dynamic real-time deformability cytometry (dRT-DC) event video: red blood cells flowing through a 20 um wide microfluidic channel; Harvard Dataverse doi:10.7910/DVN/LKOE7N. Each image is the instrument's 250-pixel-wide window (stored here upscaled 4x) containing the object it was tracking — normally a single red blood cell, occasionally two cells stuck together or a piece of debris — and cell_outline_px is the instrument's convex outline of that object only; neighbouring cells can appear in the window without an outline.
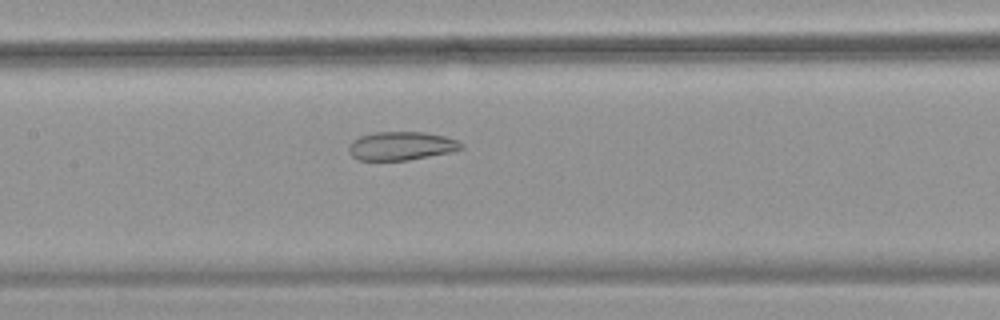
{"species": "common noctule bat (a hibernating species)", "species_latin": "Nyctalus noctula", "temperature_condition": "warm", "stored_images_in_passage": 56, "camera_frame_rate_fps": 3000, "um_per_image_px": 0.085, "animal": {"sex": "female", "body_mass_g": 18.4}, "frame": {"image": 1, "passage_image": 27, "time_ms": 8.667, "image_size_px": [1000, 320], "cell_outline_px": [[464, 148], [448, 152], [408, 160], [356, 160], [348, 152], [348, 144], [352, 140], [360, 136], [376, 132], [424, 132], [444, 136], [456, 140], [464, 144]], "centroid_in_image_um": [34.06, 12.4], "position_along_channel_um": 173.3, "area_um2": 18.67}}
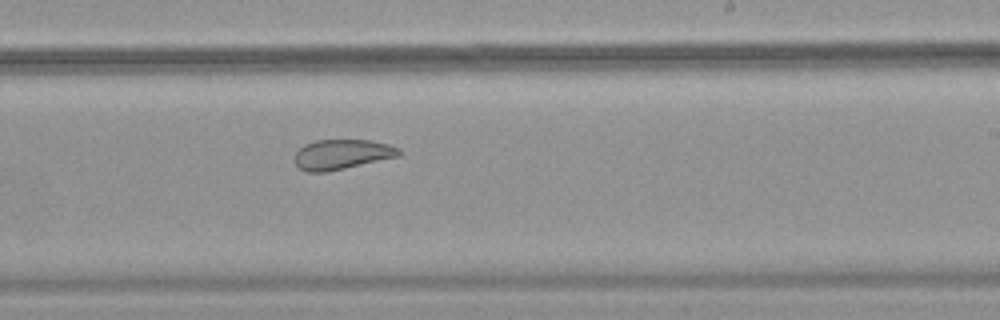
{"frame": {"image": 2, "passage_image": 34, "time_ms": 11.0, "image_size_px": [1000, 320], "cell_outline_px": [[400, 156], [344, 168], [324, 172], [308, 172], [296, 168], [296, 152], [304, 144], [316, 140], [372, 140], [388, 144], [400, 148]], "centroid_in_image_um": [29.06, 13.12], "position_along_channel_um": 259.9, "area_um2": 18.15}}
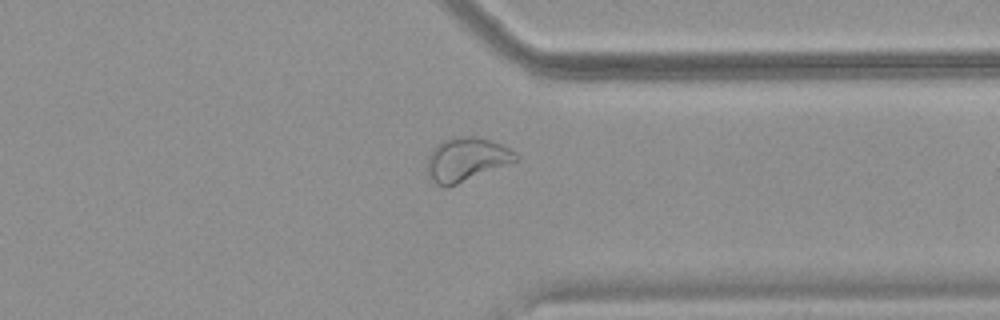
{"frame": {"image": 3, "passage_image": 43, "time_ms": 14.0, "image_size_px": [1000, 320], "cell_outline_px": [[520, 160], [456, 184], [444, 188], [436, 184], [432, 180], [428, 172], [428, 156], [432, 148], [436, 144], [444, 140], [456, 136], [476, 136], [492, 140], [516, 152], [520, 156]], "centroid_in_image_um": [39.67, 13.53], "position_along_channel_um": 371.7, "area_um2": 22.6}}